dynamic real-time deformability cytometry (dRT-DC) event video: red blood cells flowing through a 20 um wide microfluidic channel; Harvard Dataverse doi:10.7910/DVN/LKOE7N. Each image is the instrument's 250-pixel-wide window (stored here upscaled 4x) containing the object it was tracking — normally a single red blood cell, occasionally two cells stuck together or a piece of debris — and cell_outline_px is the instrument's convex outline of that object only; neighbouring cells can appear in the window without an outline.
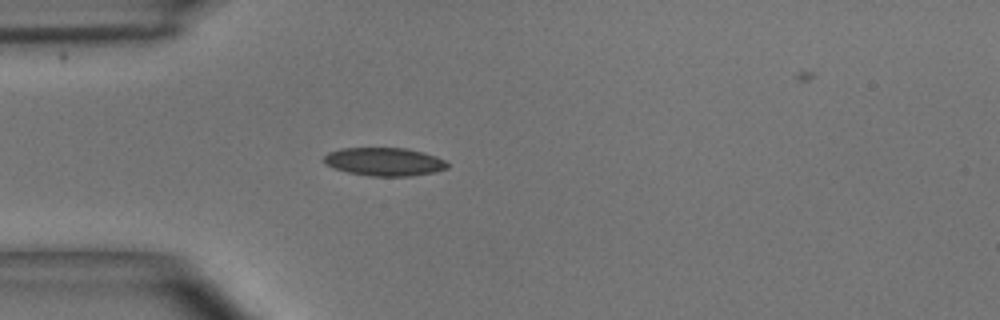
{"species": "common noctule bat (a hibernating species)", "species_latin": "Nyctalus noctula", "temperature_condition": "room temperature", "stored_images_in_passage": 5, "camera_frame_rate_fps": 3000, "um_per_image_px": 0.085, "animal": {"sex": "male", "body_mass_g": 15.6}, "frame": {"image": 1, "passage_image": 4, "time_ms": 1.0, "image_size_px": [1000, 320], "cell_outline_px": [[448, 168], [432, 172], [412, 176], [368, 176], [348, 172], [324, 164], [324, 156], [328, 152], [340, 148], [408, 148], [424, 152], [436, 156], [444, 160], [448, 164]], "centroid_in_image_um": [32.66, 13.74], "position_along_channel_um": 52.3, "area_um2": 20.35}}